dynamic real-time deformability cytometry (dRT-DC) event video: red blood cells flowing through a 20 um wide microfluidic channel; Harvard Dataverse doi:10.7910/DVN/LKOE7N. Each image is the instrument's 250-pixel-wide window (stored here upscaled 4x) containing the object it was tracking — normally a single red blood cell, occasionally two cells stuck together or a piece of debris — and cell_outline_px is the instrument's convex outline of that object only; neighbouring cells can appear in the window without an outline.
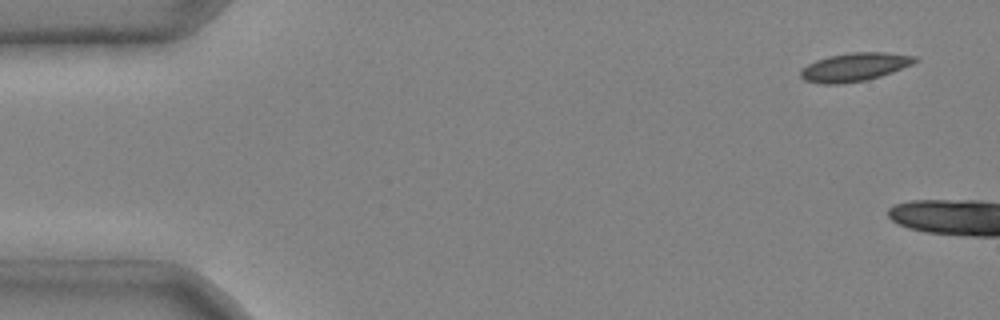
{"species": "common noctule bat (a hibernating species)", "species_latin": "Nyctalus noctula", "temperature_condition": "cold", "stored_images_in_passage": 3, "camera_frame_rate_fps": 3000, "um_per_image_px": 0.085, "animal": {"sex": "male", "body_mass_g": 20.4}, "frame": {"image": 1, "passage_image": 1, "time_ms": 0.0, "image_size_px": [1000, 320], "cell_outline_px": [[920, 60], [912, 64], [892, 72], [868, 80], [844, 84], [824, 84], [804, 80], [800, 76], [800, 72], [808, 64], [816, 60], [828, 56], [852, 52], [884, 52], [916, 56]], "centroid_in_image_um": [72.66, 5.7], "position_along_channel_um": 12.3, "area_um2": 18.96}}